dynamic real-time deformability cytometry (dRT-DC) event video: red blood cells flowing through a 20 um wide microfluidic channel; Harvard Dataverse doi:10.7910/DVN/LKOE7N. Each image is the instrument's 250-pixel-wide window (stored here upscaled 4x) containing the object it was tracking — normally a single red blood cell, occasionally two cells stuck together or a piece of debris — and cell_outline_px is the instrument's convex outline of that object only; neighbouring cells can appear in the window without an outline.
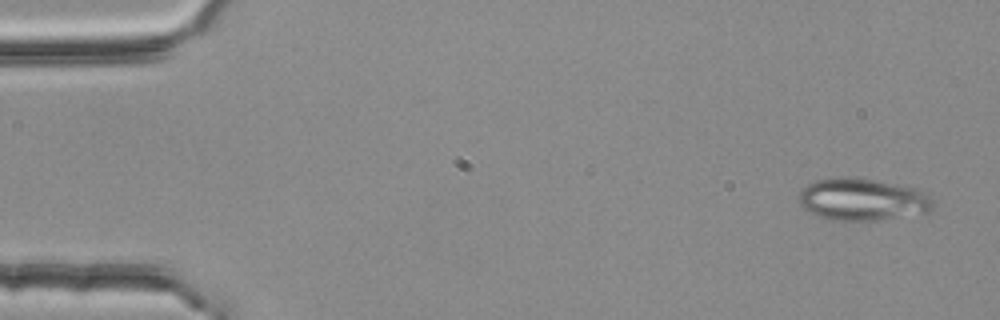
{"species": "common noctule bat (a hibernating species)", "species_latin": "Nyctalus noctula", "temperature_condition": "room temperature", "stored_images_in_passage": 3, "camera_frame_rate_fps": 3000, "um_per_image_px": 0.085, "animal": {"sex": "female", "body_mass_g": 25.1}, "frame": {"image": 1, "passage_image": 1, "time_ms": 0.0, "image_size_px": [1000, 320], "cell_outline_px": [[932, 208], [928, 212], [876, 220], [828, 220], [816, 216], [804, 208], [800, 204], [800, 192], [808, 184], [816, 180], [840, 176], [848, 176], [876, 180], [916, 188], [924, 192], [932, 200]], "centroid_in_image_um": [73.28, 16.94], "position_along_channel_um": 11.7, "area_um2": 32.83}}